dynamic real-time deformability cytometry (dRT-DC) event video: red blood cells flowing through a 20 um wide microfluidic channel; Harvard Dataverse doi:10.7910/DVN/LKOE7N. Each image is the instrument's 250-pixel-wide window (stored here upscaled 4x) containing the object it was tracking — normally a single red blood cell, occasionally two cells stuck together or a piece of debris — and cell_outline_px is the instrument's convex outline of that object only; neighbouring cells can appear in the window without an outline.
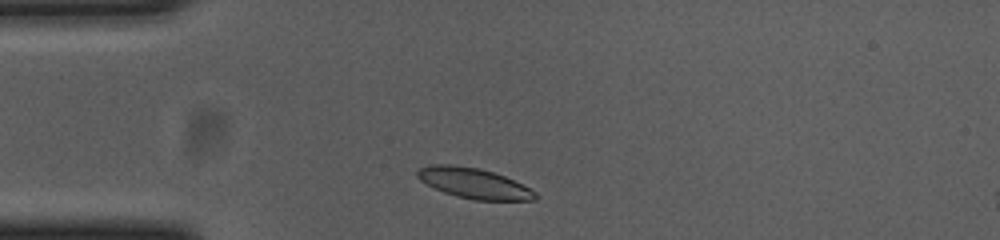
{"species": "common noctule bat (a hibernating species)", "species_latin": "Nyctalus noctula", "temperature_condition": "cold", "stored_images_in_passage": 33, "camera_frame_rate_fps": 3000, "um_per_image_px": 0.085, "animal": {"sex": "female", "body_mass_g": 23.0, "forearm_length_mm": 53.4}, "frame": {"image": 1, "passage_image": 1, "time_ms": 0.0, "image_size_px": [1000, 240], "cell_outline_px": [[540, 196], [536, 200], [476, 200], [456, 196], [444, 192], [420, 180], [416, 176], [416, 172], [420, 168], [432, 164], [448, 164], [476, 168], [492, 172], [504, 176], [536, 192]], "centroid_in_image_um": [40.28, 15.58], "position_along_channel_um": 44.7, "area_um2": 20.52}}
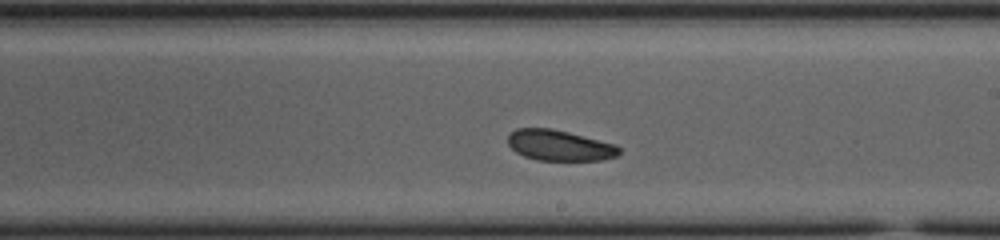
{"frame": {"image": 2, "passage_image": 19, "time_ms": 6.0, "image_size_px": [1000, 240], "cell_outline_px": [[620, 152], [616, 156], [600, 160], [536, 160], [524, 156], [516, 152], [508, 144], [508, 136], [516, 128], [552, 128], [616, 144], [620, 148]], "centroid_in_image_um": [47.55, 12.35], "position_along_channel_um": 241.5, "area_um2": 19.83}}
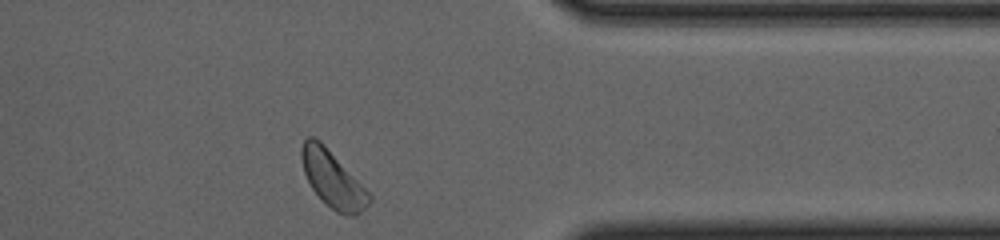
{"frame": {"image": 3, "passage_image": 32, "time_ms": 10.333, "image_size_px": [1000, 240], "cell_outline_px": [[372, 200], [356, 216], [344, 216], [336, 212], [312, 188], [304, 172], [300, 156], [300, 148], [304, 140], [308, 136], [316, 136], [324, 144], [372, 196]], "centroid_in_image_um": [28.26, 15.21], "position_along_channel_um": 383.1, "area_um2": 21.91}, "authors_computed_cell_mechanics": {"area_um2": 20.808, "velocity_mm_per_s": 3.5979, "shape_relaxation_time_tau1_ms": 1.9675, "shape_relaxation_time_tau2_ms": 4.4047, "deformation_change_tau1": 0.0541, "deformation_change_tau2": 0.092}}